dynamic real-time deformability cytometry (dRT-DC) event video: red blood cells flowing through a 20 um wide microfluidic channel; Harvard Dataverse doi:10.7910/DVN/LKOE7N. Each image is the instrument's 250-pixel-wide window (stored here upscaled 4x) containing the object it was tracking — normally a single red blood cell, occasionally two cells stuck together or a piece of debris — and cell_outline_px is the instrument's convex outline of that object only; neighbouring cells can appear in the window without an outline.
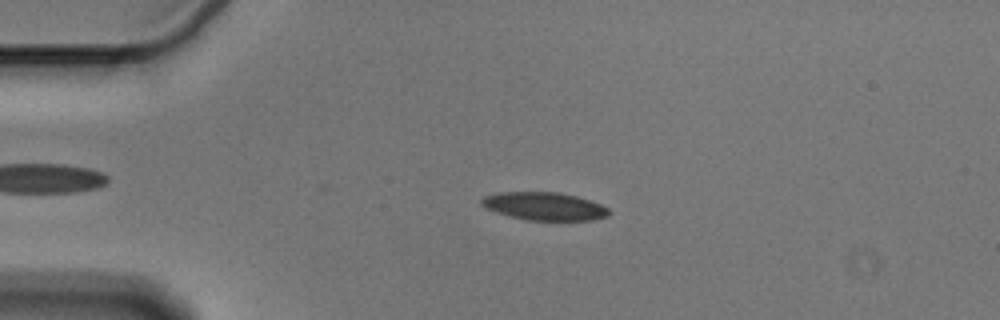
{"species": "Egyptian fruit bat (a non-hibernating species)", "species_latin": "Rousettus aegyptiacus", "temperature_condition": "cold", "stored_images_in_passage": 55, "camera_frame_rate_fps": 3000, "um_per_image_px": 0.085, "animal": {"sex": "male"}, "frame": {"image": 1, "passage_image": 12, "time_ms": 3.667, "image_size_px": [1000, 320], "cell_outline_px": [[612, 212], [608, 216], [592, 220], [528, 220], [496, 212], [480, 204], [480, 200], [484, 196], [500, 192], [556, 192], [576, 196], [600, 204], [608, 208]], "centroid_in_image_um": [46.29, 17.53], "position_along_channel_um": 38.7, "area_um2": 20.58}}
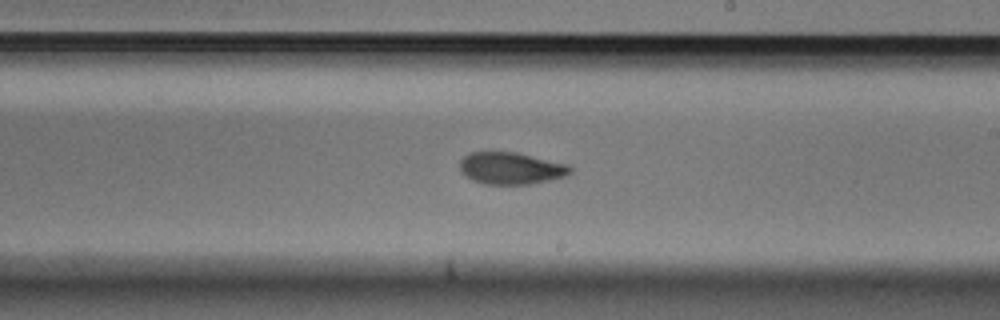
{"frame": {"image": 2, "passage_image": 32, "time_ms": 10.333, "image_size_px": [1000, 320], "cell_outline_px": [[572, 172], [568, 176], [532, 184], [484, 184], [472, 180], [460, 172], [460, 160], [468, 152], [516, 152], [568, 164], [572, 168]], "centroid_in_image_um": [43.44, 14.3], "position_along_channel_um": 245.6, "area_um2": 20.81}}
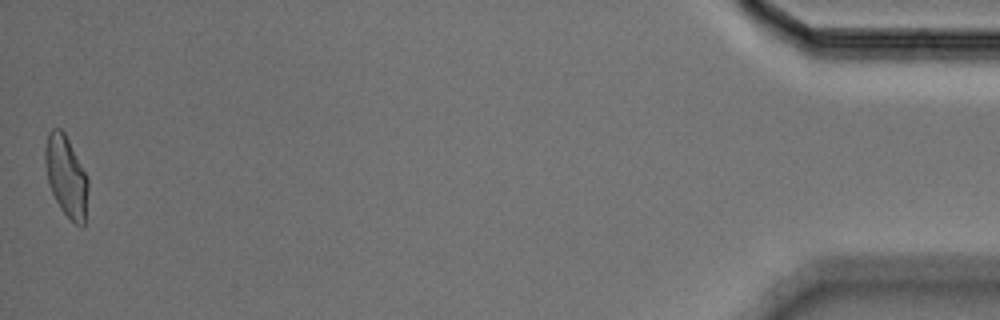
{"frame": {"image": 3, "passage_image": 55, "time_ms": 18.0, "image_size_px": [1000, 320], "cell_outline_px": [[88, 188], [84, 228], [80, 228], [60, 208], [48, 184], [44, 160], [44, 148], [48, 132], [52, 128], [60, 128], [64, 132], [88, 176]], "centroid_in_image_um": [5.62, 14.97], "position_along_channel_um": 429.6, "area_um2": 20.4}, "authors_computed_cell_mechanics": {"area_um2": 21.0392, "velocity_mm_per_s": 3.5861, "shape_relaxation_time_tau1_ms": 6.7514, "shape_relaxation_time_tau2_ms": 2.957, "deformation_change_tau1": 0.163, "deformation_change_tau2": 0.0896}}